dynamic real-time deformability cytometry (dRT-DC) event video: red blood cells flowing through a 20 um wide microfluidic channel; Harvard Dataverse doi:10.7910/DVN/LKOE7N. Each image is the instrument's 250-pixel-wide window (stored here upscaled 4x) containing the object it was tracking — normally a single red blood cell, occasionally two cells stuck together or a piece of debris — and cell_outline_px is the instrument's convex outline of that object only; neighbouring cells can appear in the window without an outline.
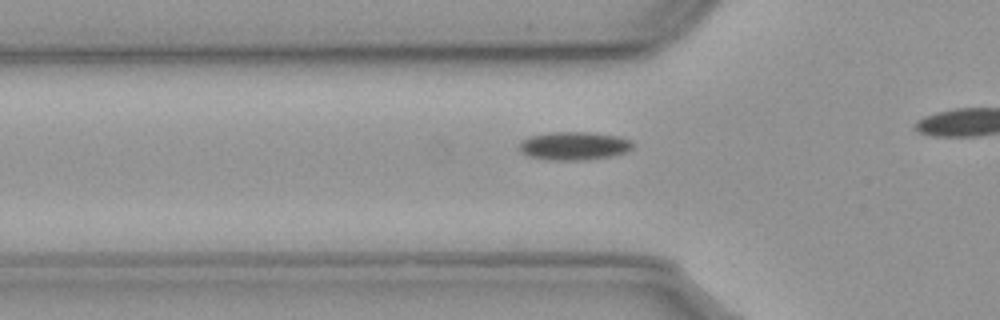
{"species": "common noctule bat (a hibernating species)", "species_latin": "Nyctalus noctula", "temperature_condition": "cold", "stored_images_in_passage": 23, "camera_frame_rate_fps": 3000, "um_per_image_px": 0.085, "animal": {"sex": "male", "body_mass_g": 23.1, "forearm_length_mm": 52.7}, "frame": {"image": 1, "passage_image": 14, "time_ms": 4.333, "image_size_px": [1000, 320], "cell_outline_px": [[632, 148], [624, 152], [608, 156], [584, 160], [556, 160], [532, 156], [520, 152], [520, 140], [528, 136], [548, 132], [592, 132], [620, 136], [632, 140]], "centroid_in_image_um": [48.79, 12.37], "position_along_channel_um": 77.0, "area_um2": 18.61}}